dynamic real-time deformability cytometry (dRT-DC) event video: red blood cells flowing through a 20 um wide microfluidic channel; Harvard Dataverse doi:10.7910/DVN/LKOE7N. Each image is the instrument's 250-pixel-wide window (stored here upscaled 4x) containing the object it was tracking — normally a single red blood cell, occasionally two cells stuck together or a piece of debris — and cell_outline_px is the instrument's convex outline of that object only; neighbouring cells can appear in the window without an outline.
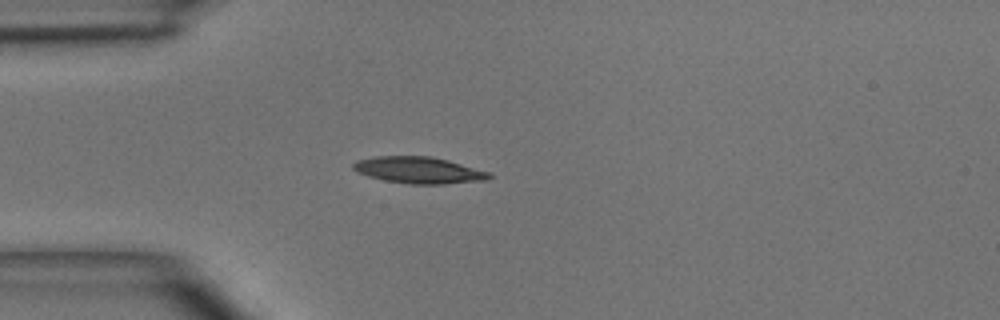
{"species": "common noctule bat (a hibernating species)", "species_latin": "Nyctalus noctula", "temperature_condition": "room temperature", "stored_images_in_passage": 3, "camera_frame_rate_fps": 3000, "um_per_image_px": 0.085, "animal": {"sex": "male", "body_mass_g": 15.6}, "frame": {"image": 1, "passage_image": 3, "time_ms": 2.333, "image_size_px": [1000, 320], "cell_outline_px": [[492, 176], [488, 180], [444, 184], [408, 184], [384, 180], [368, 176], [356, 172], [352, 168], [352, 164], [356, 160], [372, 156], [432, 156], [448, 160], [492, 172]], "centroid_in_image_um": [35.6, 14.46], "position_along_channel_um": 49.4, "area_um2": 21.39}}